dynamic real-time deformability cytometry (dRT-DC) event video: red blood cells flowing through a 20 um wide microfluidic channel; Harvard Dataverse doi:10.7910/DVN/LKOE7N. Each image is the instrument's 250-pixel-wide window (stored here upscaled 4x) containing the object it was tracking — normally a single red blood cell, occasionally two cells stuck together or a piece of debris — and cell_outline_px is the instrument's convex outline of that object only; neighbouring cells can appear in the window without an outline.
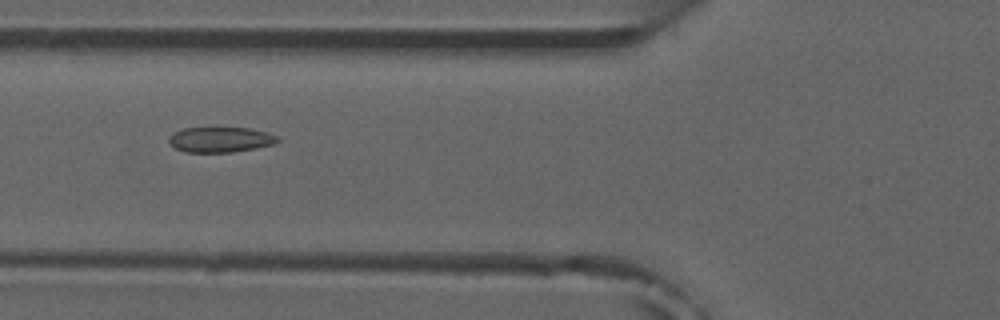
{"species": "common noctule bat (a hibernating species)", "species_latin": "Nyctalus noctula", "temperature_condition": "room temperature", "stored_images_in_passage": 4, "camera_frame_rate_fps": 3000, "um_per_image_px": 0.085, "animal": {"sex": "male", "forearm_length_mm": 52.5}, "frame": {"image": 1, "passage_image": 4, "time_ms": 3.667, "image_size_px": [1000, 320], "cell_outline_px": [[280, 140], [276, 144], [256, 148], [232, 152], [184, 152], [176, 148], [168, 140], [168, 136], [184, 128], [248, 128], [268, 132], [280, 136]], "centroid_in_image_um": [18.8, 11.87], "position_along_channel_um": 107.0, "area_um2": 16.07}}